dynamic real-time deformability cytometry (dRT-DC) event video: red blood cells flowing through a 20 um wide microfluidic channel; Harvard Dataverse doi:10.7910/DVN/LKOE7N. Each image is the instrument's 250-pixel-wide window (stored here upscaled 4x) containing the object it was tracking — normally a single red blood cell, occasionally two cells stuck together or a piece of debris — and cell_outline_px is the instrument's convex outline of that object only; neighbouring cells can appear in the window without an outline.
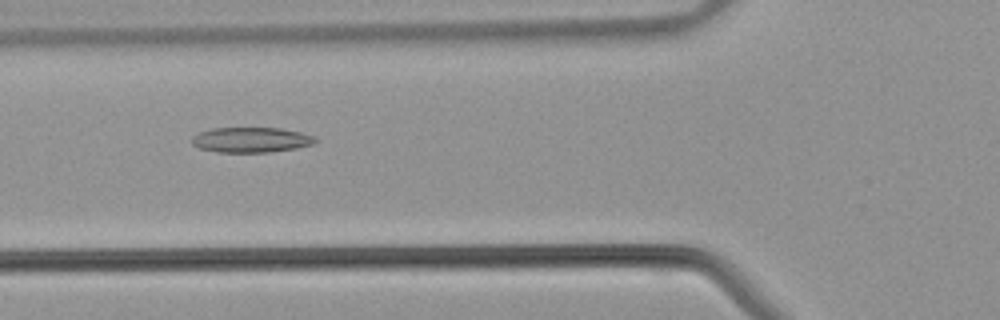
{"species": "common noctule bat (a hibernating species)", "species_latin": "Nyctalus noctula", "temperature_condition": "warm", "stored_images_in_passage": 41, "camera_frame_rate_fps": 3000, "um_per_image_px": 0.085, "animal": {"sex": "male", "body_mass_g": 21.5, "forearm_length_mm": 52.0}, "frame": {"image": 1, "passage_image": 15, "time_ms": 4.667, "image_size_px": [1000, 320], "cell_outline_px": [[320, 140], [312, 144], [296, 148], [268, 152], [216, 152], [200, 148], [192, 144], [192, 136], [200, 132], [212, 128], [280, 128], [300, 132], [316, 136]], "centroid_in_image_um": [21.37, 11.88], "position_along_channel_um": 104.4, "area_um2": 18.15}}
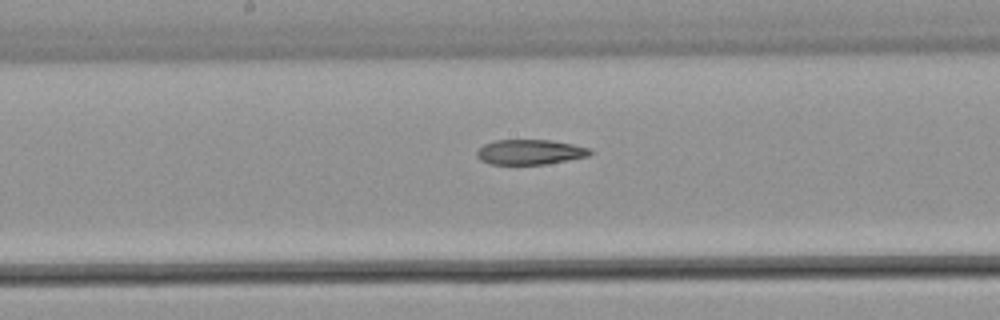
{"frame": {"image": 2, "passage_image": 21, "time_ms": 6.667, "image_size_px": [1000, 320], "cell_outline_px": [[592, 152], [588, 156], [568, 160], [544, 164], [488, 164], [480, 160], [476, 156], [476, 152], [484, 144], [496, 140], [548, 140], [572, 144], [588, 148]], "centroid_in_image_um": [45.0, 12.93], "position_along_channel_um": 203.2, "area_um2": 16.36}}
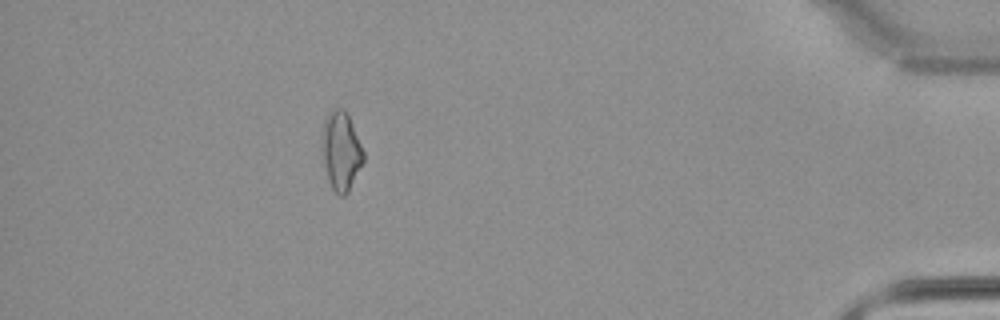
{"frame": {"image": 3, "passage_image": 37, "time_ms": 12.0, "image_size_px": [1000, 320], "cell_outline_px": [[364, 160], [348, 192], [344, 196], [340, 196], [332, 188], [328, 180], [324, 160], [324, 120], [332, 108], [344, 108], [348, 116], [364, 152]], "centroid_in_image_um": [29.02, 12.85], "position_along_channel_um": 406.2, "area_um2": 18.26}}